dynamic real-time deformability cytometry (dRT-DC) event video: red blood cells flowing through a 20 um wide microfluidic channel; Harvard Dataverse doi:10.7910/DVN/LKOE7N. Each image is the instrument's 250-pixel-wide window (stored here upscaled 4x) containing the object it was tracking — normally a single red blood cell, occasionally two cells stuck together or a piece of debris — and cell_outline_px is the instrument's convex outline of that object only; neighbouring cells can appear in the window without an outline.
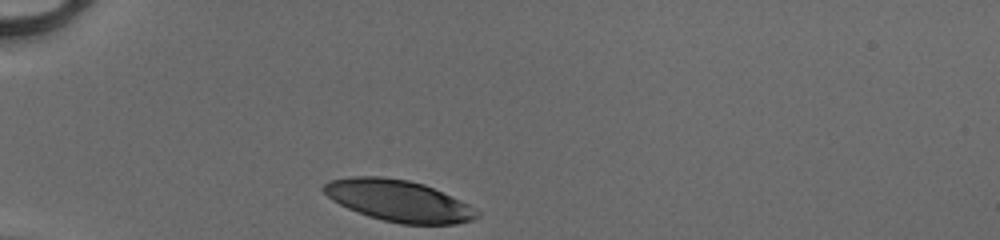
{"species": "human", "species_latin": "Homo sapiens", "temperature_condition": "cold", "stored_images_in_passage": 29, "camera_frame_rate_fps": 3000, "um_per_image_px": 0.085, "donor": {"sex": "male"}, "frame": {"image": 1, "passage_image": 1, "time_ms": 0.0, "image_size_px": [1000, 240], "cell_outline_px": [[480, 216], [472, 220], [456, 224], [400, 224], [368, 216], [348, 208], [332, 200], [320, 188], [328, 180], [352, 176], [380, 176], [408, 180], [424, 184], [460, 200], [468, 204], [480, 212]], "centroid_in_image_um": [33.87, 17.06], "position_along_channel_um": 51.1, "area_um2": 36.99}}
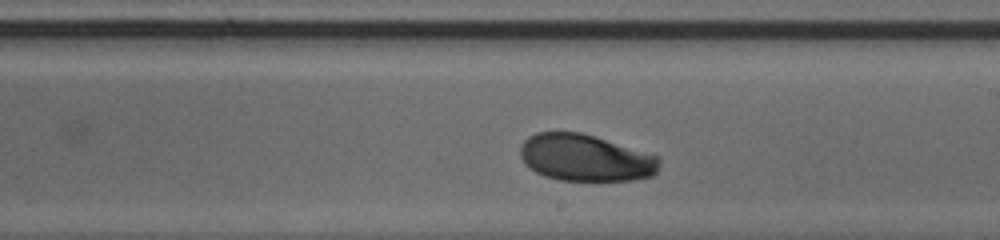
{"frame": {"image": 2, "passage_image": 17, "time_ms": 5.333, "image_size_px": [1000, 240], "cell_outline_px": [[660, 164], [656, 172], [652, 176], [632, 180], [560, 180], [544, 176], [536, 172], [524, 164], [520, 156], [520, 144], [528, 136], [536, 132], [580, 132], [596, 136], [660, 156]], "centroid_in_image_um": [49.75, 13.4], "position_along_channel_um": 239.2, "area_um2": 38.26}}
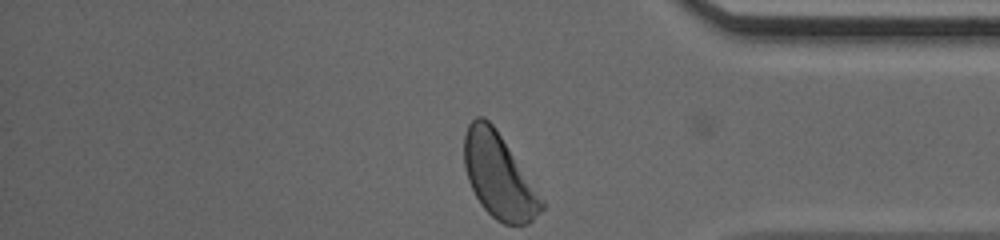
{"frame": {"image": 3, "passage_image": 29, "time_ms": 9.333, "image_size_px": [1000, 240], "cell_outline_px": [[544, 208], [528, 224], [504, 224], [496, 220], [480, 204], [468, 180], [464, 168], [464, 136], [468, 124], [476, 116], [484, 116], [496, 128], [544, 200]], "centroid_in_image_um": [42.39, 14.94], "position_along_channel_um": 392.8, "area_um2": 37.97}, "authors_computed_cell_mechanics": {"area_um2": 38.3792, "velocity_mm_per_s": 4.1018, "shape_relaxation_time_tau1_ms": 2.123, "shape_relaxation_time_tau2_ms": null, "deformation_change_tau1": 0.1118, "deformation_change_tau2": null}}